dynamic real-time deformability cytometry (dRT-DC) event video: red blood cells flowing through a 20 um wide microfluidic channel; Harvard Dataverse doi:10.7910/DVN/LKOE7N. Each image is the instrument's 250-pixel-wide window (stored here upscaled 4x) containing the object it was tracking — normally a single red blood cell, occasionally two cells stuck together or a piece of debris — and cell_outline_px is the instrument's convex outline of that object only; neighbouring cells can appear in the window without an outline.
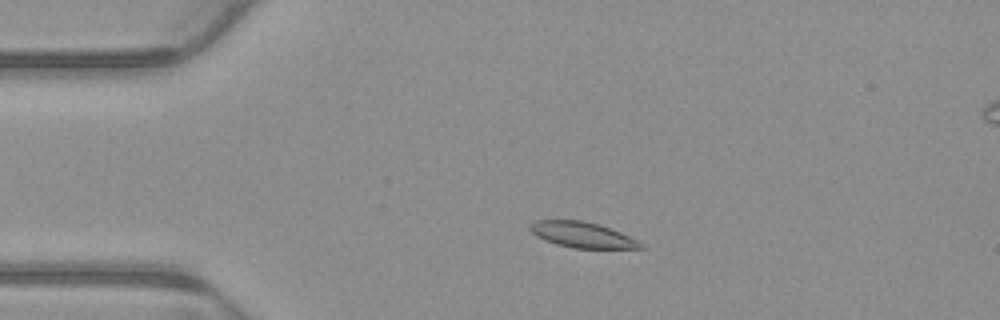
{"species": "common noctule bat (a hibernating species)", "species_latin": "Nyctalus noctula", "temperature_condition": "warm", "stored_images_in_passage": 4, "camera_frame_rate_fps": 3000, "um_per_image_px": 0.085, "animal": {"sex": "male", "body_mass_g": 23.1, "forearm_length_mm": 52.7}, "frame": {"image": 1, "passage_image": 2, "time_ms": 0.333, "image_size_px": [1000, 320], "cell_outline_px": [[648, 248], [572, 248], [556, 244], [544, 240], [536, 236], [528, 228], [528, 224], [536, 220], [584, 220], [600, 224], [620, 232], [644, 244]], "centroid_in_image_um": [49.46, 19.95], "position_along_channel_um": 35.5, "area_um2": 16.65}}